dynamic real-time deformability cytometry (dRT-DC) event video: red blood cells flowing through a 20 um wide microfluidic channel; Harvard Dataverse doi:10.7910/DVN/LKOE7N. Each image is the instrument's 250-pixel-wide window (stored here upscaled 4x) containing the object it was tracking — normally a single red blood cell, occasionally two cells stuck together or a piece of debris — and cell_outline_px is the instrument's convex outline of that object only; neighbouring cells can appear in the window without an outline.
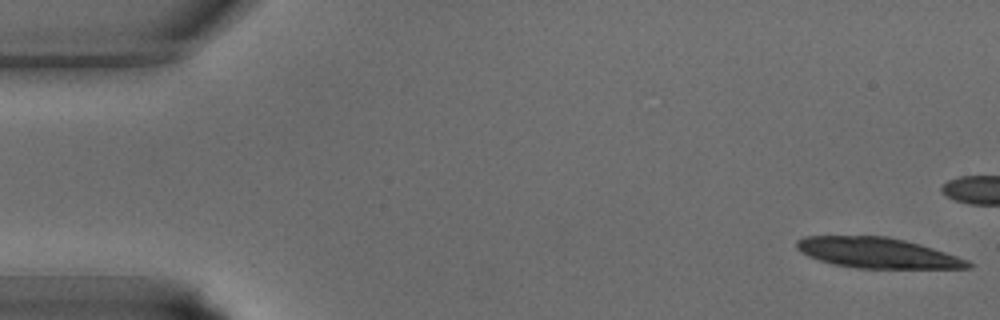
{"species": "common noctule bat (a hibernating species)", "species_latin": "Nyctalus noctula", "temperature_condition": "warm", "stored_images_in_passage": 5, "camera_frame_rate_fps": 3000, "um_per_image_px": 0.085, "animal": {"sex": "male", "body_mass_g": 15.6}, "frame": {"image": 1, "passage_image": 1, "time_ms": 0.0, "image_size_px": [1000, 320], "cell_outline_px": [[972, 268], [856, 268], [832, 264], [808, 256], [800, 252], [796, 248], [796, 240], [804, 236], [888, 236], [920, 244], [968, 260], [972, 264]], "centroid_in_image_um": [74.53, 21.49], "position_along_channel_um": 10.5, "area_um2": 30.29}}